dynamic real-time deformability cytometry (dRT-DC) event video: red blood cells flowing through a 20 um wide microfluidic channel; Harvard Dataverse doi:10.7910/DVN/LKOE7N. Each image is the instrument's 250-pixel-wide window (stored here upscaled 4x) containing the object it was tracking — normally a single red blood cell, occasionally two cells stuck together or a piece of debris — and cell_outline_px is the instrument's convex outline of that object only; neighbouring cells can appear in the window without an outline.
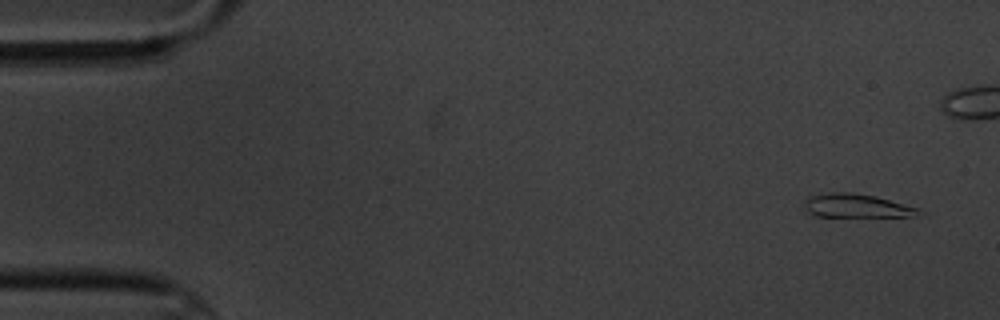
{"species": "common noctule bat (a hibernating species)", "species_latin": "Nyctalus noctula", "temperature_condition": "cold", "stored_images_in_passage": 2, "camera_frame_rate_fps": 3000, "um_per_image_px": 0.085, "animal": {"sex": "male", "body_mass_g": 20.1, "forearm_length_mm": 53.5}, "frame": {"image": 1, "passage_image": 1, "time_ms": 0.0, "image_size_px": [1000, 320], "cell_outline_px": [[928, 212], [912, 216], [812, 216], [808, 212], [804, 204], [812, 196], [828, 192], [852, 192], [876, 196], [920, 208]], "centroid_in_image_um": [72.88, 17.49], "position_along_channel_um": 12.1, "area_um2": 15.72}}